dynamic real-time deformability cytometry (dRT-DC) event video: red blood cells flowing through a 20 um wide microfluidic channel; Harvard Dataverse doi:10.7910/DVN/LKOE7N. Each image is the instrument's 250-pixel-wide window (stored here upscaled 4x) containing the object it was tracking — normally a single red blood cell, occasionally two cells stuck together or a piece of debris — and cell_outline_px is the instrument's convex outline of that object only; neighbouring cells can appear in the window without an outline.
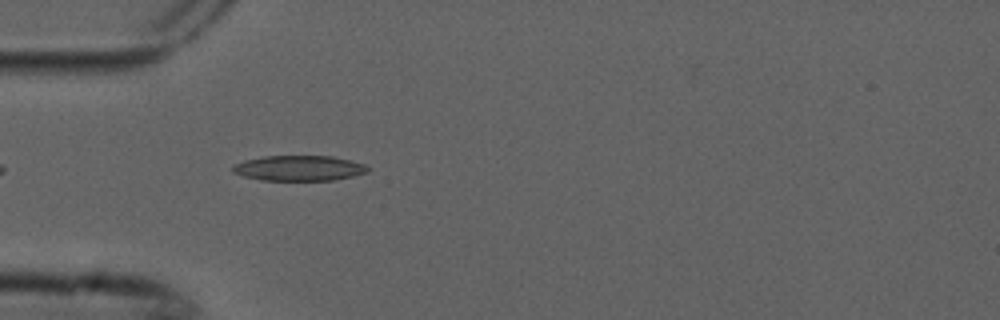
{"species": "common noctule bat (a hibernating species)", "species_latin": "Nyctalus noctula", "temperature_condition": "cold", "stored_images_in_passage": 3, "camera_frame_rate_fps": 3000, "um_per_image_px": 0.085, "animal": {"sex": "male", "forearm_length_mm": 52.5}, "frame": {"image": 1, "passage_image": 1, "time_ms": 0.0, "image_size_px": [1000, 320], "cell_outline_px": [[372, 168], [368, 172], [336, 180], [260, 180], [244, 176], [232, 172], [232, 168], [236, 164], [244, 160], [264, 156], [332, 156], [364, 164]], "centroid_in_image_um": [25.44, 14.29], "position_along_channel_um": 59.6, "area_um2": 19.88}}
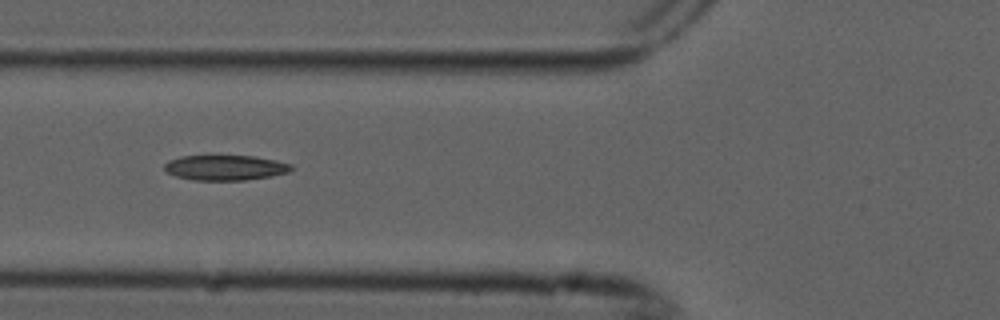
{"frame": {"image": 2, "passage_image": 2, "time_ms": 0.333, "image_size_px": [1000, 320], "cell_outline_px": [[296, 168], [288, 172], [272, 176], [244, 180], [192, 180], [176, 176], [164, 172], [164, 164], [168, 160], [180, 156], [256, 156], [276, 160], [292, 164]], "centroid_in_image_um": [19.15, 14.25], "position_along_channel_um": 106.6, "area_um2": 18.84}}